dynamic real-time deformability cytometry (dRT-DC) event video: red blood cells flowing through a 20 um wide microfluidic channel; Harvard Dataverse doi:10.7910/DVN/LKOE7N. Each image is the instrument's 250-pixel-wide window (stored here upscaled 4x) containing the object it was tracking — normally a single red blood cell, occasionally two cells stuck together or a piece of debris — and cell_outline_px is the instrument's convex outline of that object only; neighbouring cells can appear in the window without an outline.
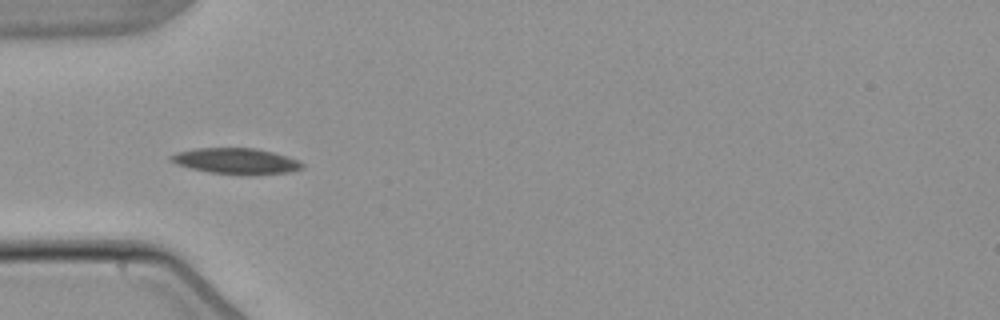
{"species": "common noctule bat (a hibernating species)", "species_latin": "Nyctalus noctula", "temperature_condition": "warm", "stored_images_in_passage": 5, "camera_frame_rate_fps": 3000, "um_per_image_px": 0.085, "animal": {"sex": "male", "body_mass_g": 21.5, "forearm_length_mm": 52.0}, "frame": {"image": 1, "passage_image": 4, "time_ms": 3.667, "image_size_px": [1000, 320], "cell_outline_px": [[304, 168], [288, 172], [252, 176], [248, 176], [208, 172], [176, 164], [168, 160], [168, 156], [176, 152], [196, 148], [252, 148], [272, 152], [296, 160], [304, 164]], "centroid_in_image_um": [20.02, 13.71], "position_along_channel_um": 65.0, "area_um2": 19.94}}